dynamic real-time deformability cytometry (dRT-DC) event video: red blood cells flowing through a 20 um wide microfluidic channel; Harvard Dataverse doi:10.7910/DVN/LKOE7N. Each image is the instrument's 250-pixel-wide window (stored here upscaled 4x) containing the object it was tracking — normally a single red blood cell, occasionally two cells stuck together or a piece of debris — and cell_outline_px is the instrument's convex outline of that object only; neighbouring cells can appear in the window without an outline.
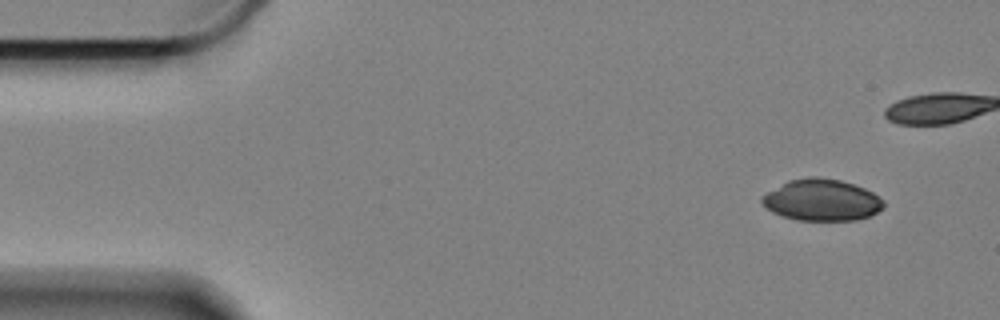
{"species": "Egyptian fruit bat (a non-hibernating species)", "species_latin": "Rousettus aegyptiacus", "temperature_condition": "cold", "stored_images_in_passage": 36, "camera_frame_rate_fps": 3000, "um_per_image_px": 0.085, "animal": {"sex": "female"}, "frame": {"image": 1, "passage_image": 1, "time_ms": 0.0, "image_size_px": [1000, 320], "cell_outline_px": [[884, 208], [868, 216], [856, 220], [796, 220], [772, 212], [760, 200], [768, 192], [788, 180], [808, 176], [816, 176], [840, 180], [864, 188], [880, 196], [884, 200]], "centroid_in_image_um": [69.87, 16.99], "position_along_channel_um": 15.1, "area_um2": 29.3}}
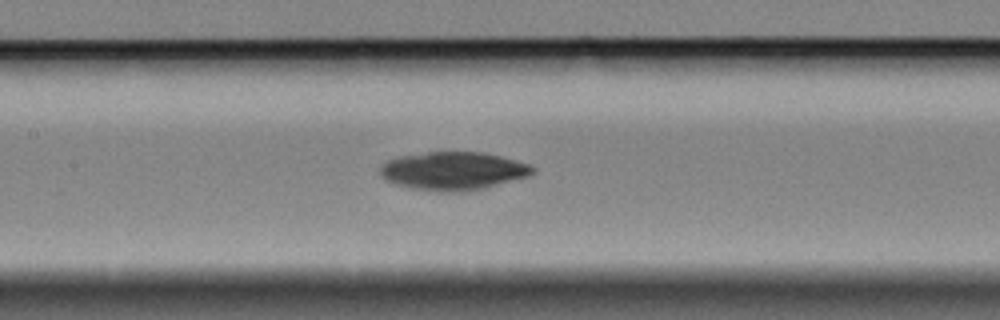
{"frame": {"image": 2, "passage_image": 23, "time_ms": 7.333, "image_size_px": [1000, 320], "cell_outline_px": [[536, 168], [528, 176], [484, 188], [464, 192], [440, 192], [408, 188], [384, 180], [380, 176], [380, 164], [388, 160], [400, 156], [428, 152], [484, 152], [500, 156], [528, 164]], "centroid_in_image_um": [38.46, 14.54], "position_along_channel_um": 168.9, "area_um2": 34.04}}
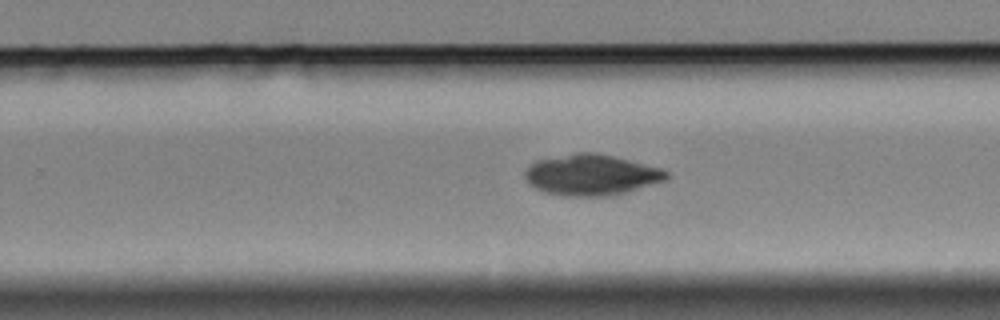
{"frame": {"image": 3, "passage_image": 33, "time_ms": 10.667, "image_size_px": [1000, 320], "cell_outline_px": [[668, 180], [616, 196], [560, 196], [544, 192], [536, 188], [524, 176], [524, 172], [528, 164], [536, 160], [576, 152], [596, 152], [660, 168], [668, 172]], "centroid_in_image_um": [50.27, 14.88], "position_along_channel_um": 279.5, "area_um2": 34.04}}